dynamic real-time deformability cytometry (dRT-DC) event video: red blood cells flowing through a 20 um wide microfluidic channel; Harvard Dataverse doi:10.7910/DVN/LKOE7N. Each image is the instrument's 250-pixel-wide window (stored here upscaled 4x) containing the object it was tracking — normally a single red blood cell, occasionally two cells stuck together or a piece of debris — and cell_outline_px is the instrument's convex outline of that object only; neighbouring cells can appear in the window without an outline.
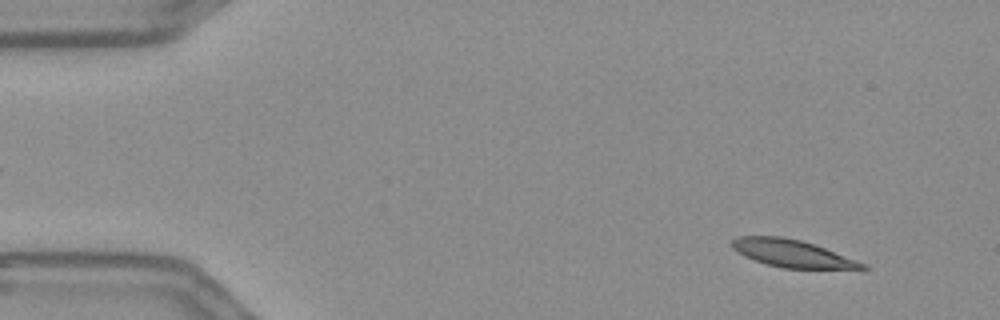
{"species": "Egyptian fruit bat (a non-hibernating species)", "species_latin": "Rousettus aegyptiacus", "temperature_condition": "warm", "stored_images_in_passage": 55, "camera_frame_rate_fps": 3000, "um_per_image_px": 0.085, "frame": {"image": 1, "passage_image": 4, "time_ms": 1.0, "image_size_px": [1000, 320], "cell_outline_px": [[868, 268], [784, 268], [768, 264], [744, 256], [736, 252], [728, 244], [736, 236], [780, 236], [800, 240], [824, 248], [868, 264]], "centroid_in_image_um": [67.26, 21.52], "position_along_channel_um": 17.7, "area_um2": 20.52}}
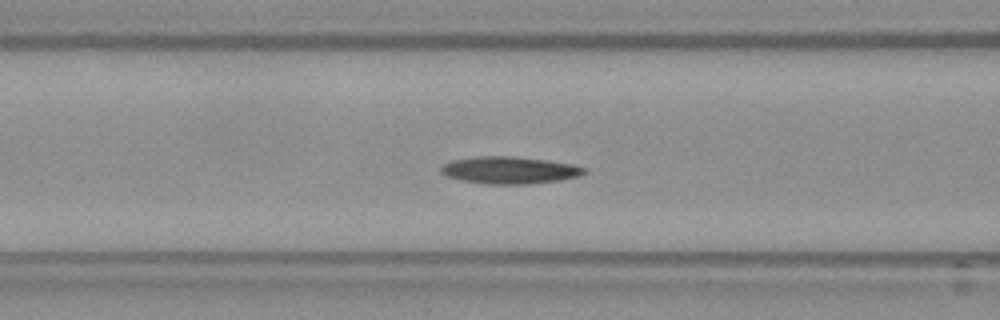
{"frame": {"image": 2, "passage_image": 21, "time_ms": 6.667, "image_size_px": [1000, 320], "cell_outline_px": [[588, 172], [580, 176], [560, 180], [528, 184], [488, 184], [460, 180], [444, 176], [440, 172], [440, 164], [452, 160], [476, 156], [516, 156], [548, 160], [572, 164], [588, 168]], "centroid_in_image_um": [43.3, 14.46], "position_along_channel_um": 123.3, "area_um2": 23.12}}
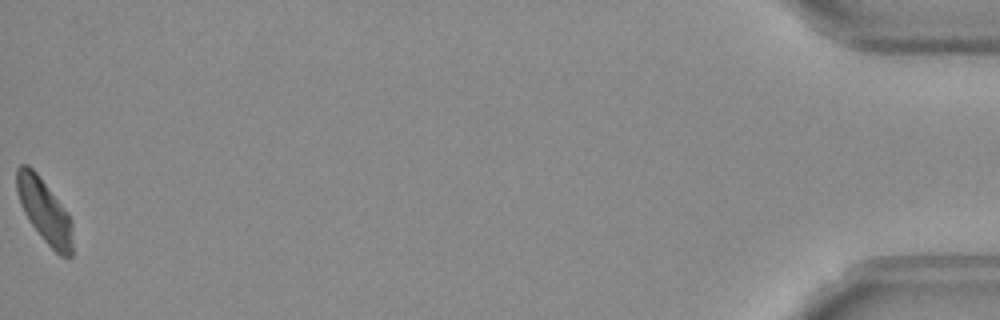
{"frame": {"image": 3, "passage_image": 55, "time_ms": 18.0, "image_size_px": [1000, 320], "cell_outline_px": [[72, 256], [60, 256], [44, 240], [28, 220], [20, 204], [16, 192], [16, 168], [20, 164], [28, 164], [36, 172], [68, 212], [72, 220]], "centroid_in_image_um": [3.76, 17.89], "position_along_channel_um": 431.4, "area_um2": 20.81}, "authors_computed_cell_mechanics": {"area_um2": 22.0218, "velocity_mm_per_s": 3.6062, "shape_relaxation_time_tau1_ms": null, "shape_relaxation_time_tau2_ms": 5.4694, "deformation_change_tau1": null, "deformation_change_tau2": 0.1152}}